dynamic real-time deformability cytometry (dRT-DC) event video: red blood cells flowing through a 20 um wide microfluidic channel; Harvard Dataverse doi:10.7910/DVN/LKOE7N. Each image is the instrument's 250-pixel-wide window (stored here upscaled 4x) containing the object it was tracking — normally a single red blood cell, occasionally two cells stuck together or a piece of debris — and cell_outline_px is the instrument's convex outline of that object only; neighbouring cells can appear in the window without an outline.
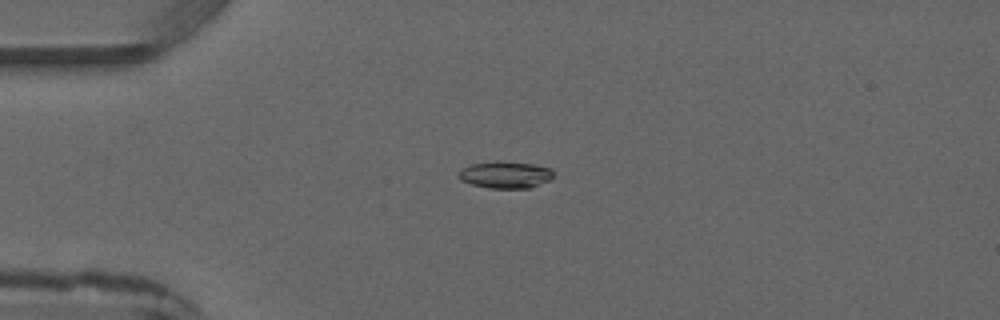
{"species": "common noctule bat (a hibernating species)", "species_latin": "Nyctalus noctula", "temperature_condition": "warm", "stored_images_in_passage": 4, "camera_frame_rate_fps": 3000, "um_per_image_px": 0.085, "animal": {"sex": "male", "forearm_length_mm": 52.5}, "frame": {"image": 1, "passage_image": 3, "time_ms": 3.333, "image_size_px": [1000, 320], "cell_outline_px": [[552, 176], [548, 180], [528, 188], [488, 188], [472, 184], [460, 180], [456, 176], [456, 172], [460, 168], [472, 164], [532, 164], [552, 168]], "centroid_in_image_um": [42.89, 14.9], "position_along_channel_um": 42.1, "area_um2": 14.1}}